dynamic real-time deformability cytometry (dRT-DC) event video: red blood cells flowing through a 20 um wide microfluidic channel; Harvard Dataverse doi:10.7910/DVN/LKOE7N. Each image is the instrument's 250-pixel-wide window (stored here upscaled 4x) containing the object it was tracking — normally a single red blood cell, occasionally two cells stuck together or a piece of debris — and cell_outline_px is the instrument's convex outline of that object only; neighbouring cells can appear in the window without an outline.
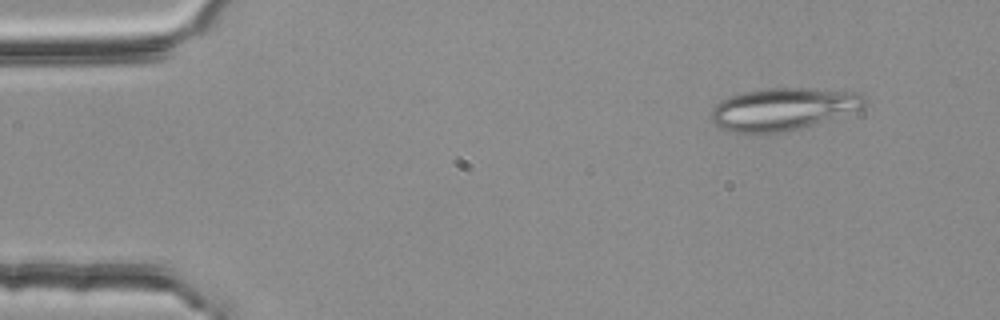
{"species": "common noctule bat (a hibernating species)", "species_latin": "Nyctalus noctula", "temperature_condition": "room temperature", "stored_images_in_passage": 15, "segment_of_instrument_passage": [1, 2], "camera_frame_rate_fps": 3000, "um_per_image_px": 0.085, "animal": {"sex": "female", "body_mass_g": 25.1}, "frame": {"image": 1, "passage_image": 5, "time_ms": 1.333, "image_size_px": [1000, 320], "cell_outline_px": [[868, 100], [860, 108], [800, 128], [780, 132], [736, 132], [720, 128], [712, 120], [712, 108], [720, 100], [744, 92], [764, 88], [804, 88], [860, 92], [868, 96]], "centroid_in_image_um": [66.55, 9.24], "position_along_channel_um": 18.4, "area_um2": 37.17}}